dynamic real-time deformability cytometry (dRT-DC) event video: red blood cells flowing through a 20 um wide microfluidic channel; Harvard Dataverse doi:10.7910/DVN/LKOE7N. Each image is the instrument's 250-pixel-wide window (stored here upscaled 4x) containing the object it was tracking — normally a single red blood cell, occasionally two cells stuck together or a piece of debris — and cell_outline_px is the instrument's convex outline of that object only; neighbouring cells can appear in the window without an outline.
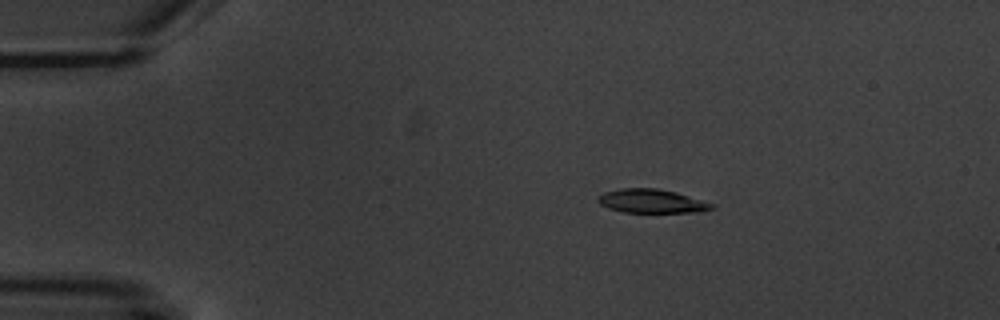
{"species": "common noctule bat (a hibernating species)", "species_latin": "Nyctalus noctula", "temperature_condition": "warm", "stored_images_in_passage": 4, "camera_frame_rate_fps": 3000, "um_per_image_px": 0.085, "animal": {"sex": "male", "body_mass_g": 20.1, "forearm_length_mm": 53.5}, "frame": {"image": 1, "passage_image": 2, "time_ms": 1.333, "image_size_px": [1000, 320], "cell_outline_px": [[716, 208], [700, 212], [624, 212], [608, 208], [600, 204], [596, 200], [596, 196], [604, 192], [620, 188], [656, 188], [676, 192], [716, 204]], "centroid_in_image_um": [55.4, 17.09], "position_along_channel_um": 29.6, "area_um2": 15.95}}